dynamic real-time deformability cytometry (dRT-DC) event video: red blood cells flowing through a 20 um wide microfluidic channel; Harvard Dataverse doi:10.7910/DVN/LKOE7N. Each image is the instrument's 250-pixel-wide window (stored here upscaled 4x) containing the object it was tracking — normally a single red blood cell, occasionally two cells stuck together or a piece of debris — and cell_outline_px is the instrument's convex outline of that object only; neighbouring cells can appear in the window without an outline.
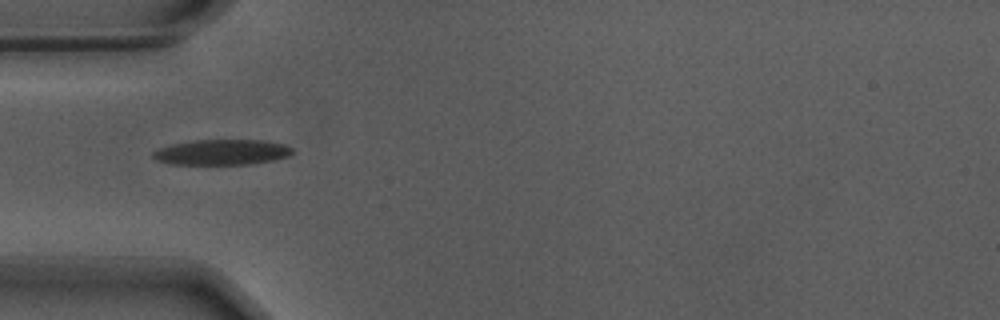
{"species": "Egyptian fruit bat (a non-hibernating species)", "species_latin": "Rousettus aegyptiacus", "temperature_condition": "warm", "stored_images_in_passage": 34, "camera_frame_rate_fps": 3000, "um_per_image_px": 0.085, "animal": {"sex": "male"}, "frame": {"image": 1, "passage_image": 1, "time_ms": 0.0, "image_size_px": [1000, 320], "cell_outline_px": [[292, 152], [288, 156], [272, 160], [248, 164], [168, 164], [156, 160], [152, 156], [152, 152], [160, 148], [172, 144], [196, 140], [264, 140], [284, 144], [292, 148]], "centroid_in_image_um": [18.83, 12.93], "position_along_channel_um": 66.2, "area_um2": 20.52}}
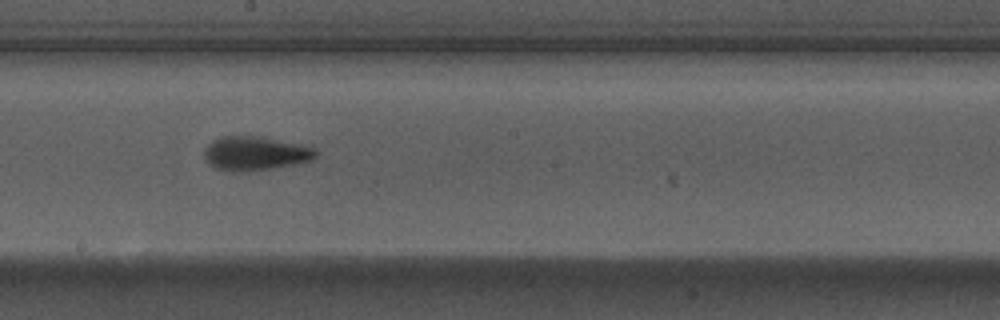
{"frame": {"image": 2, "passage_image": 14, "time_ms": 4.333, "image_size_px": [1000, 320], "cell_outline_px": [[320, 152], [312, 160], [296, 164], [272, 168], [232, 172], [216, 168], [208, 164], [204, 156], [204, 148], [212, 140], [220, 136], [260, 136], [300, 144], [316, 148]], "centroid_in_image_um": [21.7, 13.03], "position_along_channel_um": 226.5, "area_um2": 22.25}}
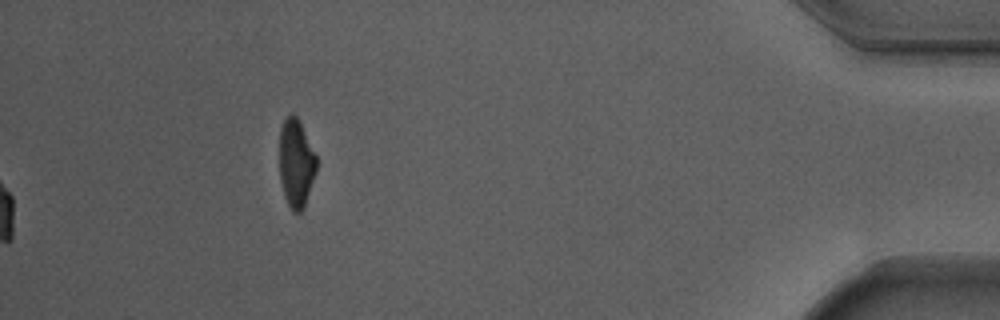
{"frame": {"image": 3, "passage_image": 34, "time_ms": 11.0, "image_size_px": [1000, 320], "cell_outline_px": [[316, 172], [304, 208], [300, 212], [292, 212], [284, 196], [280, 180], [280, 128], [284, 120], [292, 112], [296, 116], [316, 156]], "centroid_in_image_um": [25.15, 13.91], "position_along_channel_um": 410.0, "area_um2": 18.79}, "authors_computed_cell_mechanics": {"area_um2": 20.519, "velocity_mm_per_s": 3.6932, "shape_relaxation_time_tau1_ms": 2.7931, "shape_relaxation_time_tau2_ms": 1.8585, "deformation_change_tau1": 0.1856, "deformation_change_tau2": 0.0937}}